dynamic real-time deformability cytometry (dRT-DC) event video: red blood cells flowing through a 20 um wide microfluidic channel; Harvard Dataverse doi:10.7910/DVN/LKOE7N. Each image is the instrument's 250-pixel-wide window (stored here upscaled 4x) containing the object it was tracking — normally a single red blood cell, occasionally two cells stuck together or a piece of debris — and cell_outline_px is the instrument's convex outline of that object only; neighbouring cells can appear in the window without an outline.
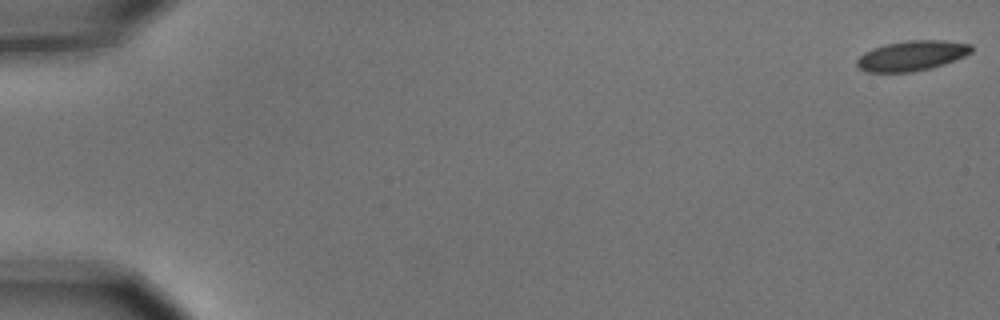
{"species": "common noctule bat (a hibernating species)", "species_latin": "Nyctalus noctula", "temperature_condition": "cold", "stored_images_in_passage": 10, "camera_frame_rate_fps": 3000, "um_per_image_px": 0.085, "animal": {"sex": "male", "body_mass_g": 15.6}, "frame": {"image": 1, "passage_image": 1, "time_ms": 0.0, "image_size_px": [1000, 320], "cell_outline_px": [[972, 52], [964, 56], [944, 64], [932, 68], [912, 72], [868, 72], [856, 68], [856, 60], [864, 52], [872, 48], [884, 44], [908, 40], [944, 40], [972, 44]], "centroid_in_image_um": [77.48, 4.73], "position_along_channel_um": 7.5, "area_um2": 20.29}}
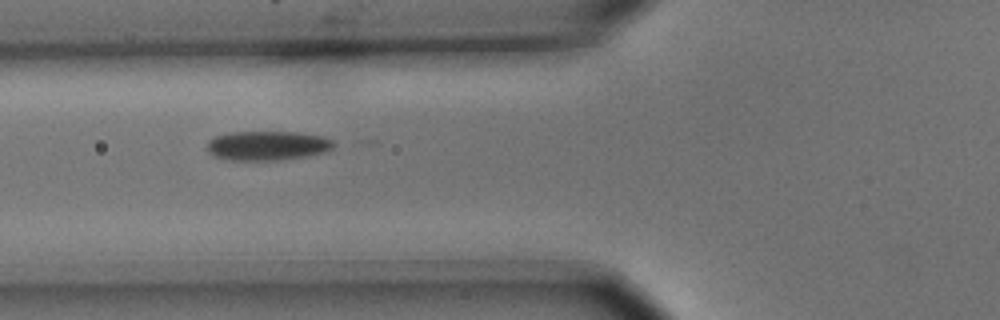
{"frame": {"image": 2, "passage_image": 7, "time_ms": 2.0, "image_size_px": [1000, 320], "cell_outline_px": [[340, 144], [328, 152], [308, 156], [280, 160], [228, 160], [212, 156], [208, 152], [208, 140], [216, 136], [228, 132], [296, 132], [324, 136], [336, 140]], "centroid_in_image_um": [22.83, 12.38], "position_along_channel_um": 103.0, "area_um2": 22.25}}
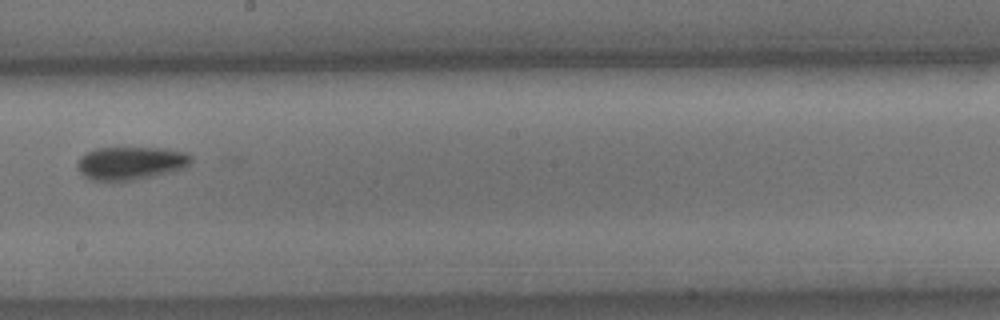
{"frame": {"image": 3, "passage_image": 10, "time_ms": 3.0, "image_size_px": [1000, 320], "cell_outline_px": [[192, 164], [184, 168], [136, 180], [108, 184], [92, 180], [84, 176], [76, 168], [76, 164], [80, 156], [84, 152], [96, 148], [168, 148], [188, 152], [192, 156]], "centroid_in_image_um": [11.07, 13.89], "position_along_channel_um": 237.1, "area_um2": 22.83}}